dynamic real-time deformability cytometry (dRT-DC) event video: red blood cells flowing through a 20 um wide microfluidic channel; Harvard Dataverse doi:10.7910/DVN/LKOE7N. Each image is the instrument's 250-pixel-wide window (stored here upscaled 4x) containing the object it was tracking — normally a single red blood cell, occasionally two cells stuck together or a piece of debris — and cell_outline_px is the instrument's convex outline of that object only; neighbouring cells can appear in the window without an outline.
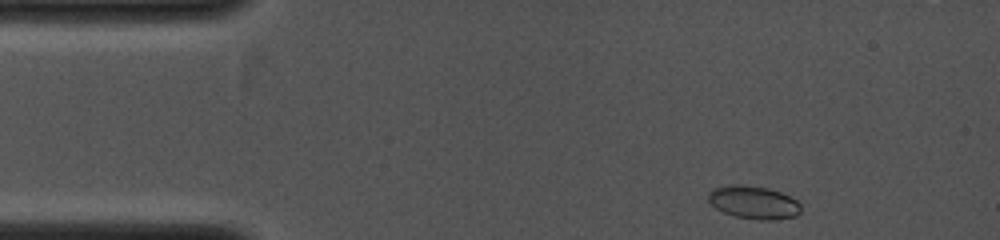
{"species": "common noctule bat (a hibernating species)", "species_latin": "Nyctalus noctula", "temperature_condition": "cold", "stored_images_in_passage": 12, "camera_frame_rate_fps": 4000, "um_per_image_px": 0.085, "animal": {"sex": "female", "body_mass_g": 19.0, "forearm_length_mm": 53.3}, "frame": {"image": 1, "passage_image": 1, "time_ms": 0.0, "image_size_px": [1000, 240], "cell_outline_px": [[800, 212], [796, 216], [776, 220], [756, 220], [736, 216], [724, 212], [716, 208], [708, 200], [708, 192], [712, 188], [728, 184], [744, 184], [768, 188], [780, 192], [796, 200], [800, 204]], "centroid_in_image_um": [64.04, 17.19], "position_along_channel_um": 21.0, "area_um2": 17.98}}
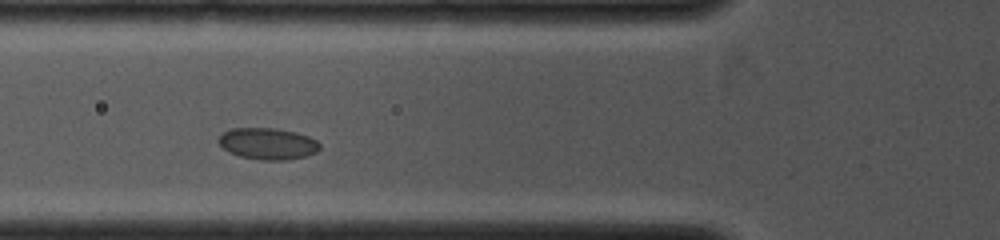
{"frame": {"image": 2, "passage_image": 8, "time_ms": 3.0, "image_size_px": [1000, 240], "cell_outline_px": [[320, 148], [316, 152], [304, 156], [288, 160], [260, 160], [240, 156], [228, 152], [216, 140], [224, 132], [232, 128], [276, 128], [296, 132], [308, 136], [316, 140], [320, 144]], "centroid_in_image_um": [22.76, 12.21], "position_along_channel_um": 103.0, "area_um2": 18.61}}
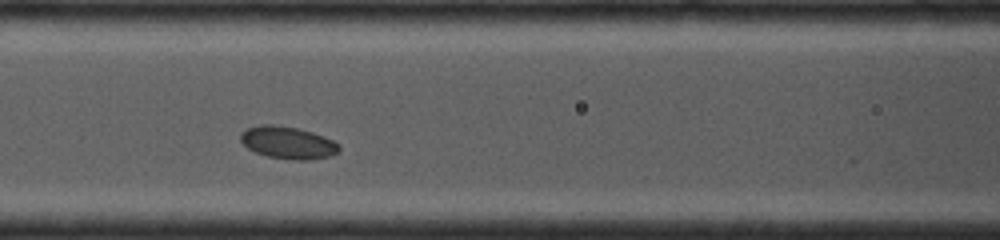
{"frame": {"image": 3, "passage_image": 10, "time_ms": 3.75, "image_size_px": [1000, 240], "cell_outline_px": [[340, 148], [336, 152], [328, 156], [308, 160], [292, 160], [268, 156], [256, 152], [248, 148], [240, 140], [240, 132], [248, 128], [260, 124], [272, 124], [296, 128], [312, 132], [332, 140], [340, 144]], "centroid_in_image_um": [24.44, 12.12], "position_along_channel_um": 142.2, "area_um2": 18.38}}